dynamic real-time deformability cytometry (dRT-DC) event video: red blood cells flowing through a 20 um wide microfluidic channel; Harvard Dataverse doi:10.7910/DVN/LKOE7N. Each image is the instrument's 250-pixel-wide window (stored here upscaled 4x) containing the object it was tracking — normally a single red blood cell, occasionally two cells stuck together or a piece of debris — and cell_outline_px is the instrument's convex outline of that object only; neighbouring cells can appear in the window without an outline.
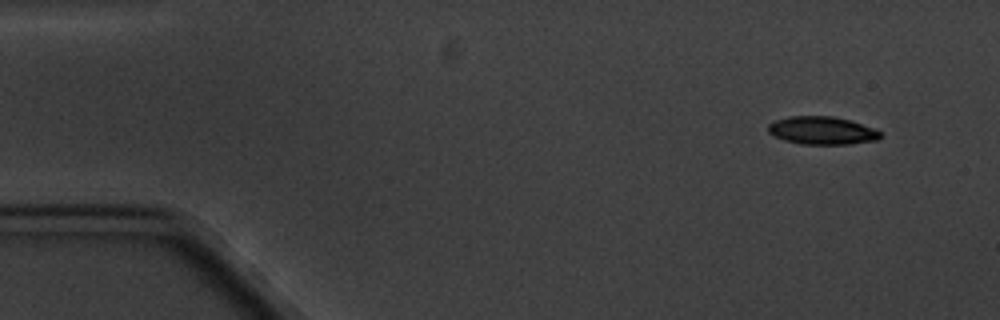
{"species": "common noctule bat (a hibernating species)", "species_latin": "Nyctalus noctula", "temperature_condition": "cold", "stored_images_in_passage": 5, "camera_frame_rate_fps": 3000, "um_per_image_px": 0.085, "animal": {"sex": "male", "body_mass_g": 20.1, "forearm_length_mm": 53.5}, "frame": {"image": 1, "passage_image": 1, "time_ms": 0.0, "image_size_px": [1000, 320], "cell_outline_px": [[880, 136], [876, 140], [848, 144], [800, 144], [784, 140], [772, 136], [768, 132], [768, 124], [776, 120], [788, 116], [832, 116], [852, 120], [876, 128], [880, 132]], "centroid_in_image_um": [69.86, 11.09], "position_along_channel_um": 15.1, "area_um2": 18.44}}
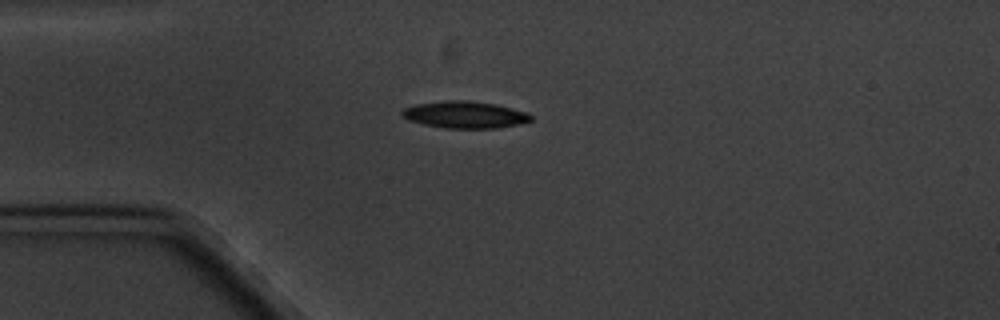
{"frame": {"image": 2, "passage_image": 3, "time_ms": 3.333, "image_size_px": [1000, 320], "cell_outline_px": [[532, 120], [516, 124], [496, 128], [444, 128], [424, 124], [408, 120], [400, 116], [400, 112], [404, 108], [416, 104], [444, 100], [468, 100], [496, 104], [528, 112], [532, 116]], "centroid_in_image_um": [39.48, 9.74], "position_along_channel_um": 45.5, "area_um2": 20.29}}